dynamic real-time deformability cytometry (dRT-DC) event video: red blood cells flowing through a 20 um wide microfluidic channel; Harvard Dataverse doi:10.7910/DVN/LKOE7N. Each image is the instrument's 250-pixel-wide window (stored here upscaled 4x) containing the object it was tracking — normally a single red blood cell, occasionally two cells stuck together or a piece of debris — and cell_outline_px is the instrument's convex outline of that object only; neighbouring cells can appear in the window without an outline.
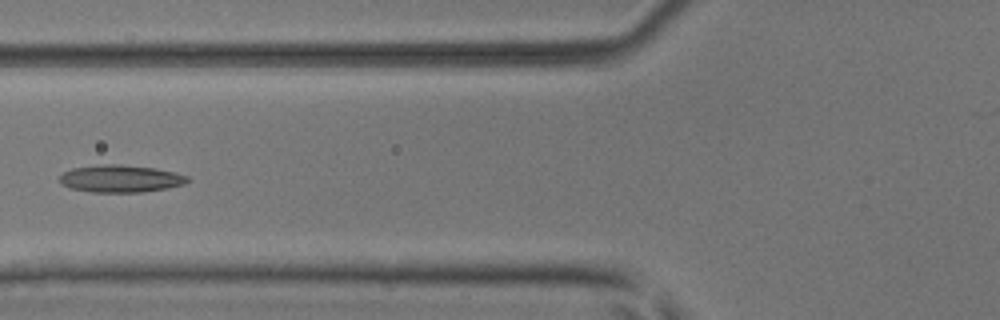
{"species": "common noctule bat (a hibernating species)", "species_latin": "Nyctalus noctula", "temperature_condition": "room temperature", "stored_images_in_passage": 5, "camera_frame_rate_fps": 3000, "um_per_image_px": 0.085, "animal": {"sex": "male", "body_mass_g": 17.9, "forearm_length_mm": 54.2}, "frame": {"image": 1, "passage_image": 4, "time_ms": 1.0, "image_size_px": [1000, 320], "cell_outline_px": [[188, 180], [184, 184], [168, 188], [144, 192], [92, 192], [68, 188], [60, 184], [60, 176], [64, 172], [72, 168], [104, 164], [116, 164], [152, 168], [176, 172], [188, 176]], "centroid_in_image_um": [10.23, 15.19], "position_along_channel_um": 115.6, "area_um2": 20.35}}
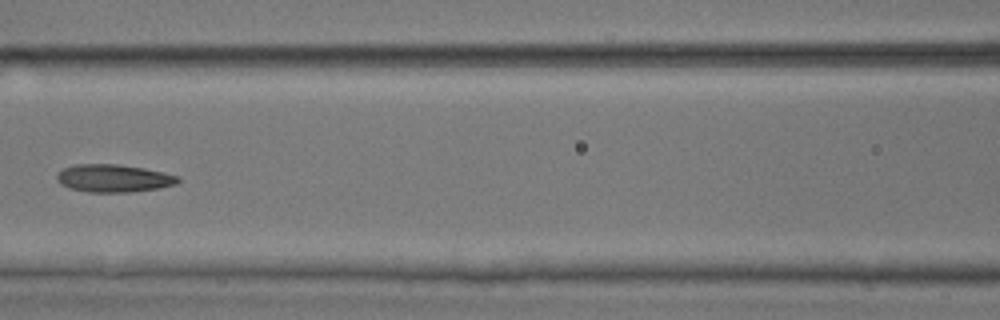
{"frame": {"image": 2, "passage_image": 5, "time_ms": 1.333, "image_size_px": [1000, 320], "cell_outline_px": [[180, 180], [176, 184], [156, 188], [132, 192], [88, 192], [68, 188], [60, 184], [56, 180], [56, 176], [64, 168], [76, 164], [116, 164], [144, 168], [180, 176]], "centroid_in_image_um": [9.64, 15.15], "position_along_channel_um": 157.0, "area_um2": 19.54}}